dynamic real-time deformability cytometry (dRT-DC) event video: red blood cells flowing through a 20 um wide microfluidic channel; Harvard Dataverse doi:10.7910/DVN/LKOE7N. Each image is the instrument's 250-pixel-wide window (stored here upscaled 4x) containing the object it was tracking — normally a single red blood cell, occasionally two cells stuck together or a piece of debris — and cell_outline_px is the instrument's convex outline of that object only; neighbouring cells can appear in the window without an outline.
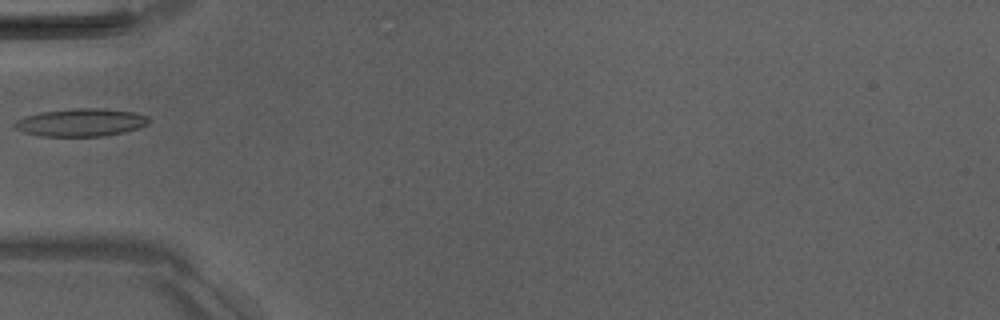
{"species": "Egyptian fruit bat (a non-hibernating species)", "species_latin": "Rousettus aegyptiacus", "temperature_condition": "room temperature", "stored_images_in_passage": 5, "camera_frame_rate_fps": 3000, "um_per_image_px": 0.085, "animal": {"sex": "male"}, "frame": {"image": 1, "passage_image": 5, "time_ms": 5.333, "image_size_px": [1000, 320], "cell_outline_px": [[152, 120], [148, 124], [140, 128], [124, 132], [104, 136], [40, 136], [24, 132], [16, 128], [12, 124], [16, 120], [24, 116], [40, 112], [76, 108], [100, 108], [136, 112], [148, 116]], "centroid_in_image_um": [6.92, 10.4], "position_along_channel_um": 78.1, "area_um2": 21.96}}